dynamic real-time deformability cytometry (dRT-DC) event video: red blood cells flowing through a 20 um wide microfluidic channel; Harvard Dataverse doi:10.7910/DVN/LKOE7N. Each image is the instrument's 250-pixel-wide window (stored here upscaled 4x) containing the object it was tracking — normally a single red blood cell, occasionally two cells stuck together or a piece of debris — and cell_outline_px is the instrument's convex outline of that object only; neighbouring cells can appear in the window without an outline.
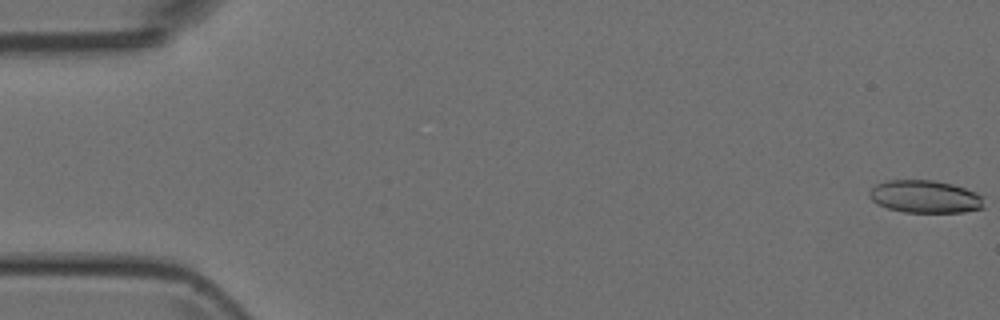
{"species": "Egyptian fruit bat (a non-hibernating species)", "species_latin": "Rousettus aegyptiacus", "temperature_condition": "room temperature", "stored_images_in_passage": 52, "camera_frame_rate_fps": 3000, "um_per_image_px": 0.085, "animal": {"sex": "female"}, "frame": {"image": 1, "passage_image": 1, "time_ms": 0.0, "image_size_px": [1000, 320], "cell_outline_px": [[984, 208], [964, 212], [904, 212], [888, 208], [876, 204], [868, 196], [868, 192], [876, 184], [884, 180], [936, 180], [952, 184], [976, 192], [984, 196]], "centroid_in_image_um": [78.63, 16.71], "position_along_channel_um": 6.4, "area_um2": 22.08}}
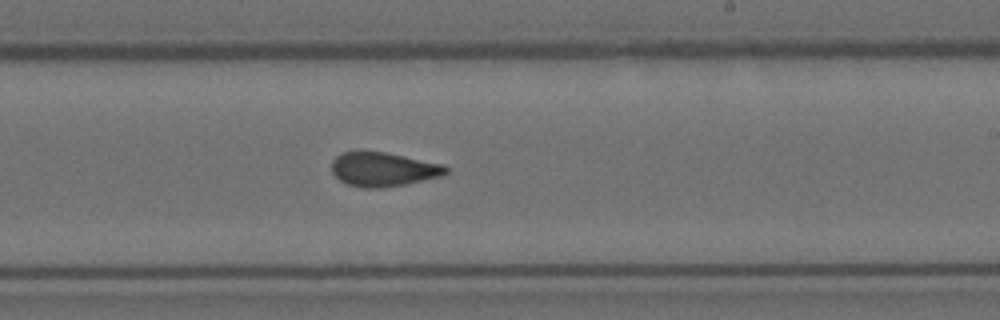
{"frame": {"image": 2, "passage_image": 31, "time_ms": 10.0, "image_size_px": [1000, 320], "cell_outline_px": [[448, 172], [440, 176], [404, 184], [380, 188], [364, 188], [348, 184], [340, 180], [332, 172], [332, 160], [340, 152], [384, 152], [444, 164], [448, 168]], "centroid_in_image_um": [32.56, 14.39], "position_along_channel_um": 256.4, "area_um2": 22.43}}
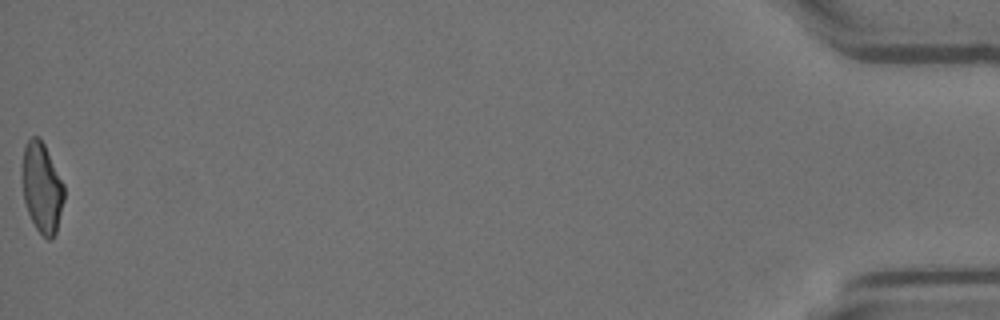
{"frame": {"image": 3, "passage_image": 52, "time_ms": 17.0, "image_size_px": [1000, 320], "cell_outline_px": [[64, 200], [56, 232], [52, 240], [48, 240], [36, 228], [28, 212], [24, 200], [20, 172], [24, 148], [28, 140], [32, 136], [40, 136], [64, 184]], "centroid_in_image_um": [3.54, 15.93], "position_along_channel_um": 431.7, "area_um2": 22.2}}